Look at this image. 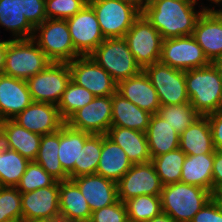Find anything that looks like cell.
<instances>
[{"instance_id": "cell-1", "label": "cell", "mask_w": 222, "mask_h": 222, "mask_svg": "<svg viewBox=\"0 0 222 222\" xmlns=\"http://www.w3.org/2000/svg\"><path fill=\"white\" fill-rule=\"evenodd\" d=\"M197 0H147L141 13L161 34L162 39L193 35L198 18L204 11L214 8L204 7L195 10Z\"/></svg>"}, {"instance_id": "cell-2", "label": "cell", "mask_w": 222, "mask_h": 222, "mask_svg": "<svg viewBox=\"0 0 222 222\" xmlns=\"http://www.w3.org/2000/svg\"><path fill=\"white\" fill-rule=\"evenodd\" d=\"M185 83L189 101L200 116L222 110V79L212 63L185 71Z\"/></svg>"}, {"instance_id": "cell-3", "label": "cell", "mask_w": 222, "mask_h": 222, "mask_svg": "<svg viewBox=\"0 0 222 222\" xmlns=\"http://www.w3.org/2000/svg\"><path fill=\"white\" fill-rule=\"evenodd\" d=\"M213 197L209 190L202 187L176 182L163 186L160 194L161 209L176 222H191L195 214Z\"/></svg>"}, {"instance_id": "cell-4", "label": "cell", "mask_w": 222, "mask_h": 222, "mask_svg": "<svg viewBox=\"0 0 222 222\" xmlns=\"http://www.w3.org/2000/svg\"><path fill=\"white\" fill-rule=\"evenodd\" d=\"M51 61L30 39H8L3 74L17 79L28 80L44 70Z\"/></svg>"}, {"instance_id": "cell-5", "label": "cell", "mask_w": 222, "mask_h": 222, "mask_svg": "<svg viewBox=\"0 0 222 222\" xmlns=\"http://www.w3.org/2000/svg\"><path fill=\"white\" fill-rule=\"evenodd\" d=\"M32 39L51 62L68 63L80 56L74 48L66 19H46L34 28Z\"/></svg>"}, {"instance_id": "cell-6", "label": "cell", "mask_w": 222, "mask_h": 222, "mask_svg": "<svg viewBox=\"0 0 222 222\" xmlns=\"http://www.w3.org/2000/svg\"><path fill=\"white\" fill-rule=\"evenodd\" d=\"M118 83L142 71L132 55L126 39H105L90 55Z\"/></svg>"}, {"instance_id": "cell-7", "label": "cell", "mask_w": 222, "mask_h": 222, "mask_svg": "<svg viewBox=\"0 0 222 222\" xmlns=\"http://www.w3.org/2000/svg\"><path fill=\"white\" fill-rule=\"evenodd\" d=\"M96 13L101 32L105 39L123 38L132 27L141 10L128 1L88 0Z\"/></svg>"}, {"instance_id": "cell-8", "label": "cell", "mask_w": 222, "mask_h": 222, "mask_svg": "<svg viewBox=\"0 0 222 222\" xmlns=\"http://www.w3.org/2000/svg\"><path fill=\"white\" fill-rule=\"evenodd\" d=\"M124 38L142 70L160 61L163 39L142 13L134 20Z\"/></svg>"}, {"instance_id": "cell-9", "label": "cell", "mask_w": 222, "mask_h": 222, "mask_svg": "<svg viewBox=\"0 0 222 222\" xmlns=\"http://www.w3.org/2000/svg\"><path fill=\"white\" fill-rule=\"evenodd\" d=\"M71 80L68 63L51 62L40 73L27 80L33 102L58 105Z\"/></svg>"}, {"instance_id": "cell-10", "label": "cell", "mask_w": 222, "mask_h": 222, "mask_svg": "<svg viewBox=\"0 0 222 222\" xmlns=\"http://www.w3.org/2000/svg\"><path fill=\"white\" fill-rule=\"evenodd\" d=\"M156 89L161 106L189 102L185 71L156 62L143 69Z\"/></svg>"}, {"instance_id": "cell-11", "label": "cell", "mask_w": 222, "mask_h": 222, "mask_svg": "<svg viewBox=\"0 0 222 222\" xmlns=\"http://www.w3.org/2000/svg\"><path fill=\"white\" fill-rule=\"evenodd\" d=\"M160 62L183 71L211 63L193 35L164 39Z\"/></svg>"}, {"instance_id": "cell-12", "label": "cell", "mask_w": 222, "mask_h": 222, "mask_svg": "<svg viewBox=\"0 0 222 222\" xmlns=\"http://www.w3.org/2000/svg\"><path fill=\"white\" fill-rule=\"evenodd\" d=\"M68 66L71 80L86 88L95 97L109 96L116 92L117 83L90 56H79L68 62Z\"/></svg>"}, {"instance_id": "cell-13", "label": "cell", "mask_w": 222, "mask_h": 222, "mask_svg": "<svg viewBox=\"0 0 222 222\" xmlns=\"http://www.w3.org/2000/svg\"><path fill=\"white\" fill-rule=\"evenodd\" d=\"M66 21L74 48L80 56H89L105 40L96 13L89 4Z\"/></svg>"}, {"instance_id": "cell-14", "label": "cell", "mask_w": 222, "mask_h": 222, "mask_svg": "<svg viewBox=\"0 0 222 222\" xmlns=\"http://www.w3.org/2000/svg\"><path fill=\"white\" fill-rule=\"evenodd\" d=\"M22 220L60 222L59 181L28 193H21Z\"/></svg>"}, {"instance_id": "cell-15", "label": "cell", "mask_w": 222, "mask_h": 222, "mask_svg": "<svg viewBox=\"0 0 222 222\" xmlns=\"http://www.w3.org/2000/svg\"><path fill=\"white\" fill-rule=\"evenodd\" d=\"M162 188L152 162L133 164L117 182L118 199L123 203L140 195H160Z\"/></svg>"}, {"instance_id": "cell-16", "label": "cell", "mask_w": 222, "mask_h": 222, "mask_svg": "<svg viewBox=\"0 0 222 222\" xmlns=\"http://www.w3.org/2000/svg\"><path fill=\"white\" fill-rule=\"evenodd\" d=\"M112 121V95L95 97L74 112L65 123L76 130L106 135Z\"/></svg>"}, {"instance_id": "cell-17", "label": "cell", "mask_w": 222, "mask_h": 222, "mask_svg": "<svg viewBox=\"0 0 222 222\" xmlns=\"http://www.w3.org/2000/svg\"><path fill=\"white\" fill-rule=\"evenodd\" d=\"M12 119L30 132L40 135L57 132L65 124L57 106L43 102H32Z\"/></svg>"}, {"instance_id": "cell-18", "label": "cell", "mask_w": 222, "mask_h": 222, "mask_svg": "<svg viewBox=\"0 0 222 222\" xmlns=\"http://www.w3.org/2000/svg\"><path fill=\"white\" fill-rule=\"evenodd\" d=\"M86 199L91 212L114 204L118 200L117 183L98 174L72 178Z\"/></svg>"}, {"instance_id": "cell-19", "label": "cell", "mask_w": 222, "mask_h": 222, "mask_svg": "<svg viewBox=\"0 0 222 222\" xmlns=\"http://www.w3.org/2000/svg\"><path fill=\"white\" fill-rule=\"evenodd\" d=\"M32 102L26 80L0 75V121L14 118Z\"/></svg>"}, {"instance_id": "cell-20", "label": "cell", "mask_w": 222, "mask_h": 222, "mask_svg": "<svg viewBox=\"0 0 222 222\" xmlns=\"http://www.w3.org/2000/svg\"><path fill=\"white\" fill-rule=\"evenodd\" d=\"M116 92L151 114H157L161 107L157 91L143 70L118 82Z\"/></svg>"}, {"instance_id": "cell-21", "label": "cell", "mask_w": 222, "mask_h": 222, "mask_svg": "<svg viewBox=\"0 0 222 222\" xmlns=\"http://www.w3.org/2000/svg\"><path fill=\"white\" fill-rule=\"evenodd\" d=\"M193 37L210 62L222 55V16L204 11L198 18Z\"/></svg>"}, {"instance_id": "cell-22", "label": "cell", "mask_w": 222, "mask_h": 222, "mask_svg": "<svg viewBox=\"0 0 222 222\" xmlns=\"http://www.w3.org/2000/svg\"><path fill=\"white\" fill-rule=\"evenodd\" d=\"M60 222H89L92 212L78 185L72 180L59 181Z\"/></svg>"}, {"instance_id": "cell-23", "label": "cell", "mask_w": 222, "mask_h": 222, "mask_svg": "<svg viewBox=\"0 0 222 222\" xmlns=\"http://www.w3.org/2000/svg\"><path fill=\"white\" fill-rule=\"evenodd\" d=\"M106 136L125 151L133 164L151 162L145 132L124 127H110Z\"/></svg>"}, {"instance_id": "cell-24", "label": "cell", "mask_w": 222, "mask_h": 222, "mask_svg": "<svg viewBox=\"0 0 222 222\" xmlns=\"http://www.w3.org/2000/svg\"><path fill=\"white\" fill-rule=\"evenodd\" d=\"M151 116L150 112L140 109L117 92L112 95L111 127H124L146 132Z\"/></svg>"}, {"instance_id": "cell-25", "label": "cell", "mask_w": 222, "mask_h": 222, "mask_svg": "<svg viewBox=\"0 0 222 222\" xmlns=\"http://www.w3.org/2000/svg\"><path fill=\"white\" fill-rule=\"evenodd\" d=\"M132 165L125 151L102 134V151L96 174L117 183Z\"/></svg>"}, {"instance_id": "cell-26", "label": "cell", "mask_w": 222, "mask_h": 222, "mask_svg": "<svg viewBox=\"0 0 222 222\" xmlns=\"http://www.w3.org/2000/svg\"><path fill=\"white\" fill-rule=\"evenodd\" d=\"M179 148L186 155L210 154L215 152L212 132L207 116L198 117L182 134Z\"/></svg>"}, {"instance_id": "cell-27", "label": "cell", "mask_w": 222, "mask_h": 222, "mask_svg": "<svg viewBox=\"0 0 222 222\" xmlns=\"http://www.w3.org/2000/svg\"><path fill=\"white\" fill-rule=\"evenodd\" d=\"M145 133L151 159L179 148L180 134L159 114H152Z\"/></svg>"}, {"instance_id": "cell-28", "label": "cell", "mask_w": 222, "mask_h": 222, "mask_svg": "<svg viewBox=\"0 0 222 222\" xmlns=\"http://www.w3.org/2000/svg\"><path fill=\"white\" fill-rule=\"evenodd\" d=\"M90 135L91 133L73 129L66 123L60 128L58 159L69 179L75 178V164H79L80 151Z\"/></svg>"}, {"instance_id": "cell-29", "label": "cell", "mask_w": 222, "mask_h": 222, "mask_svg": "<svg viewBox=\"0 0 222 222\" xmlns=\"http://www.w3.org/2000/svg\"><path fill=\"white\" fill-rule=\"evenodd\" d=\"M0 127L7 134L10 149L17 151L30 161L36 159L42 135L30 132L13 119L0 121Z\"/></svg>"}, {"instance_id": "cell-30", "label": "cell", "mask_w": 222, "mask_h": 222, "mask_svg": "<svg viewBox=\"0 0 222 222\" xmlns=\"http://www.w3.org/2000/svg\"><path fill=\"white\" fill-rule=\"evenodd\" d=\"M214 153L186 155L180 182L202 187L212 193Z\"/></svg>"}, {"instance_id": "cell-31", "label": "cell", "mask_w": 222, "mask_h": 222, "mask_svg": "<svg viewBox=\"0 0 222 222\" xmlns=\"http://www.w3.org/2000/svg\"><path fill=\"white\" fill-rule=\"evenodd\" d=\"M0 26L11 31L13 40L30 39L34 27L20 11V0H0Z\"/></svg>"}, {"instance_id": "cell-32", "label": "cell", "mask_w": 222, "mask_h": 222, "mask_svg": "<svg viewBox=\"0 0 222 222\" xmlns=\"http://www.w3.org/2000/svg\"><path fill=\"white\" fill-rule=\"evenodd\" d=\"M59 145L60 129L52 134L42 135L39 151L34 161L57 181H63L68 180L69 175L63 170L58 159Z\"/></svg>"}, {"instance_id": "cell-33", "label": "cell", "mask_w": 222, "mask_h": 222, "mask_svg": "<svg viewBox=\"0 0 222 222\" xmlns=\"http://www.w3.org/2000/svg\"><path fill=\"white\" fill-rule=\"evenodd\" d=\"M185 158L186 153L177 148L151 159L163 186L180 182Z\"/></svg>"}, {"instance_id": "cell-34", "label": "cell", "mask_w": 222, "mask_h": 222, "mask_svg": "<svg viewBox=\"0 0 222 222\" xmlns=\"http://www.w3.org/2000/svg\"><path fill=\"white\" fill-rule=\"evenodd\" d=\"M29 162L30 160L12 149L0 154V186L16 187Z\"/></svg>"}, {"instance_id": "cell-35", "label": "cell", "mask_w": 222, "mask_h": 222, "mask_svg": "<svg viewBox=\"0 0 222 222\" xmlns=\"http://www.w3.org/2000/svg\"><path fill=\"white\" fill-rule=\"evenodd\" d=\"M124 203L129 222H144L162 212L160 195H140Z\"/></svg>"}, {"instance_id": "cell-36", "label": "cell", "mask_w": 222, "mask_h": 222, "mask_svg": "<svg viewBox=\"0 0 222 222\" xmlns=\"http://www.w3.org/2000/svg\"><path fill=\"white\" fill-rule=\"evenodd\" d=\"M95 96L86 88L70 80L57 105L60 116L66 121L74 112L89 104Z\"/></svg>"}, {"instance_id": "cell-37", "label": "cell", "mask_w": 222, "mask_h": 222, "mask_svg": "<svg viewBox=\"0 0 222 222\" xmlns=\"http://www.w3.org/2000/svg\"><path fill=\"white\" fill-rule=\"evenodd\" d=\"M176 132L182 134L200 115L192 104H172L161 106L158 113Z\"/></svg>"}, {"instance_id": "cell-38", "label": "cell", "mask_w": 222, "mask_h": 222, "mask_svg": "<svg viewBox=\"0 0 222 222\" xmlns=\"http://www.w3.org/2000/svg\"><path fill=\"white\" fill-rule=\"evenodd\" d=\"M102 151V134H91L80 151L79 164H75V177L95 174Z\"/></svg>"}, {"instance_id": "cell-39", "label": "cell", "mask_w": 222, "mask_h": 222, "mask_svg": "<svg viewBox=\"0 0 222 222\" xmlns=\"http://www.w3.org/2000/svg\"><path fill=\"white\" fill-rule=\"evenodd\" d=\"M57 180L48 174L37 162L30 161L16 188L28 193L53 185Z\"/></svg>"}, {"instance_id": "cell-40", "label": "cell", "mask_w": 222, "mask_h": 222, "mask_svg": "<svg viewBox=\"0 0 222 222\" xmlns=\"http://www.w3.org/2000/svg\"><path fill=\"white\" fill-rule=\"evenodd\" d=\"M22 219L21 192L16 187L0 186V222Z\"/></svg>"}, {"instance_id": "cell-41", "label": "cell", "mask_w": 222, "mask_h": 222, "mask_svg": "<svg viewBox=\"0 0 222 222\" xmlns=\"http://www.w3.org/2000/svg\"><path fill=\"white\" fill-rule=\"evenodd\" d=\"M88 4V0H45L47 19H67Z\"/></svg>"}, {"instance_id": "cell-42", "label": "cell", "mask_w": 222, "mask_h": 222, "mask_svg": "<svg viewBox=\"0 0 222 222\" xmlns=\"http://www.w3.org/2000/svg\"><path fill=\"white\" fill-rule=\"evenodd\" d=\"M89 222H129L125 203L118 199L114 204L92 212Z\"/></svg>"}, {"instance_id": "cell-43", "label": "cell", "mask_w": 222, "mask_h": 222, "mask_svg": "<svg viewBox=\"0 0 222 222\" xmlns=\"http://www.w3.org/2000/svg\"><path fill=\"white\" fill-rule=\"evenodd\" d=\"M20 11L34 28L47 19L45 0H20Z\"/></svg>"}, {"instance_id": "cell-44", "label": "cell", "mask_w": 222, "mask_h": 222, "mask_svg": "<svg viewBox=\"0 0 222 222\" xmlns=\"http://www.w3.org/2000/svg\"><path fill=\"white\" fill-rule=\"evenodd\" d=\"M191 222H222V206L214 196L193 217Z\"/></svg>"}, {"instance_id": "cell-45", "label": "cell", "mask_w": 222, "mask_h": 222, "mask_svg": "<svg viewBox=\"0 0 222 222\" xmlns=\"http://www.w3.org/2000/svg\"><path fill=\"white\" fill-rule=\"evenodd\" d=\"M216 150H222V110L207 115Z\"/></svg>"}, {"instance_id": "cell-46", "label": "cell", "mask_w": 222, "mask_h": 222, "mask_svg": "<svg viewBox=\"0 0 222 222\" xmlns=\"http://www.w3.org/2000/svg\"><path fill=\"white\" fill-rule=\"evenodd\" d=\"M222 191V150H215L212 170V194L217 196Z\"/></svg>"}, {"instance_id": "cell-47", "label": "cell", "mask_w": 222, "mask_h": 222, "mask_svg": "<svg viewBox=\"0 0 222 222\" xmlns=\"http://www.w3.org/2000/svg\"><path fill=\"white\" fill-rule=\"evenodd\" d=\"M7 47H8V40H1L0 41V75L3 74Z\"/></svg>"}, {"instance_id": "cell-48", "label": "cell", "mask_w": 222, "mask_h": 222, "mask_svg": "<svg viewBox=\"0 0 222 222\" xmlns=\"http://www.w3.org/2000/svg\"><path fill=\"white\" fill-rule=\"evenodd\" d=\"M10 149L6 132L0 127V154Z\"/></svg>"}, {"instance_id": "cell-49", "label": "cell", "mask_w": 222, "mask_h": 222, "mask_svg": "<svg viewBox=\"0 0 222 222\" xmlns=\"http://www.w3.org/2000/svg\"><path fill=\"white\" fill-rule=\"evenodd\" d=\"M144 222H176V221L166 213L161 212L156 217H153L152 219L146 220Z\"/></svg>"}, {"instance_id": "cell-50", "label": "cell", "mask_w": 222, "mask_h": 222, "mask_svg": "<svg viewBox=\"0 0 222 222\" xmlns=\"http://www.w3.org/2000/svg\"><path fill=\"white\" fill-rule=\"evenodd\" d=\"M211 63L218 71L219 77L222 79V55L215 58Z\"/></svg>"}, {"instance_id": "cell-51", "label": "cell", "mask_w": 222, "mask_h": 222, "mask_svg": "<svg viewBox=\"0 0 222 222\" xmlns=\"http://www.w3.org/2000/svg\"><path fill=\"white\" fill-rule=\"evenodd\" d=\"M122 1H128L132 4H135L140 10L143 8L144 4L147 2V0H122Z\"/></svg>"}, {"instance_id": "cell-52", "label": "cell", "mask_w": 222, "mask_h": 222, "mask_svg": "<svg viewBox=\"0 0 222 222\" xmlns=\"http://www.w3.org/2000/svg\"><path fill=\"white\" fill-rule=\"evenodd\" d=\"M208 1H210L211 3H214L217 6H220V4L222 3V0H208Z\"/></svg>"}, {"instance_id": "cell-53", "label": "cell", "mask_w": 222, "mask_h": 222, "mask_svg": "<svg viewBox=\"0 0 222 222\" xmlns=\"http://www.w3.org/2000/svg\"><path fill=\"white\" fill-rule=\"evenodd\" d=\"M221 5H222V3H221ZM222 7H220V9H215L214 10V12L217 14V15H219V16H222V9H221Z\"/></svg>"}, {"instance_id": "cell-54", "label": "cell", "mask_w": 222, "mask_h": 222, "mask_svg": "<svg viewBox=\"0 0 222 222\" xmlns=\"http://www.w3.org/2000/svg\"><path fill=\"white\" fill-rule=\"evenodd\" d=\"M219 201H222V191L217 195L215 196Z\"/></svg>"}, {"instance_id": "cell-55", "label": "cell", "mask_w": 222, "mask_h": 222, "mask_svg": "<svg viewBox=\"0 0 222 222\" xmlns=\"http://www.w3.org/2000/svg\"><path fill=\"white\" fill-rule=\"evenodd\" d=\"M11 222H26V221H25V220L20 219V220L11 221Z\"/></svg>"}, {"instance_id": "cell-56", "label": "cell", "mask_w": 222, "mask_h": 222, "mask_svg": "<svg viewBox=\"0 0 222 222\" xmlns=\"http://www.w3.org/2000/svg\"><path fill=\"white\" fill-rule=\"evenodd\" d=\"M31 222H49V221H31Z\"/></svg>"}]
</instances>
